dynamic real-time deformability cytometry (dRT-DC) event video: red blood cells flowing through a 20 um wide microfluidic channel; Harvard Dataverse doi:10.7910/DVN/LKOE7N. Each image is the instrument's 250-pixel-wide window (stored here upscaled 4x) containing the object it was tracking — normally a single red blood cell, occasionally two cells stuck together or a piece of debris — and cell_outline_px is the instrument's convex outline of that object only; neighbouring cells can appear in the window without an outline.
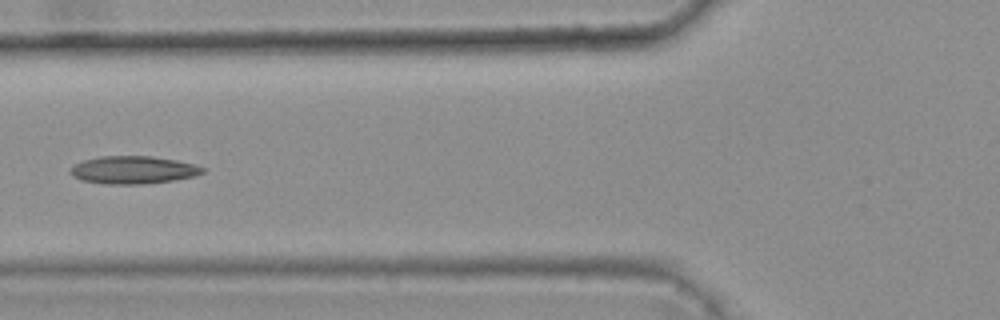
{"species": "common noctule bat (a hibernating species)", "species_latin": "Nyctalus noctula", "temperature_condition": "warm", "stored_images_in_passage": 5, "camera_frame_rate_fps": 3000, "um_per_image_px": 0.085, "animal": {"sex": "female", "body_mass_g": 25.1}, "frame": {"image": 1, "passage_image": 5, "time_ms": 1.333, "image_size_px": [1000, 320], "cell_outline_px": [[204, 172], [196, 176], [172, 180], [140, 184], [104, 184], [84, 180], [72, 176], [68, 172], [76, 164], [84, 160], [100, 156], [152, 156], [176, 160], [196, 164], [204, 168]], "centroid_in_image_um": [11.34, 14.44], "position_along_channel_um": 114.5, "area_um2": 21.27}}